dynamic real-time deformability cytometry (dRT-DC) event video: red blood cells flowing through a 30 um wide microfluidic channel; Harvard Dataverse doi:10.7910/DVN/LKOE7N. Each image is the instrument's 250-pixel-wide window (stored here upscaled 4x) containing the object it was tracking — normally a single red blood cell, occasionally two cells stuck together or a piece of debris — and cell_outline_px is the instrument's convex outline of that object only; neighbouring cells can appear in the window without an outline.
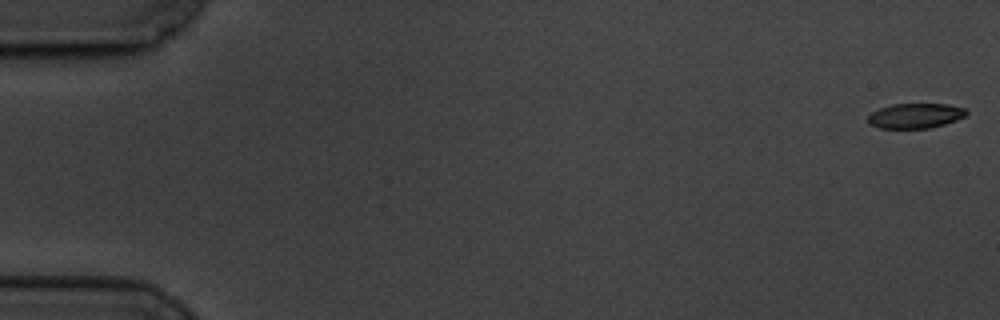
{"species": "common noctule bat (a hibernating species)", "species_latin": "Nyctalus noctula", "temperature_condition": "cold", "stored_images_in_passage": 60, "camera_frame_rate_fps": 3000, "um_per_image_px": 0.085, "animal": {"sex": "male", "body_mass_g": 19.5, "forearm_length_mm": 54.6}, "frame": {"image": 1, "passage_image": 1, "time_ms": 0.0, "image_size_px": [1000, 320], "cell_outline_px": [[968, 112], [964, 116], [956, 120], [944, 124], [928, 128], [880, 128], [868, 124], [868, 116], [872, 112], [880, 108], [892, 104], [948, 104], [964, 108]], "centroid_in_image_um": [77.79, 9.84], "position_along_channel_um": 7.2, "area_um2": 14.22}}
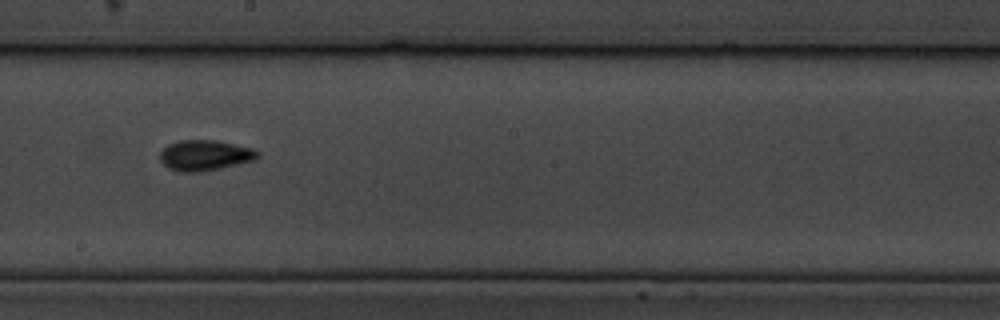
{"frame": {"image": 2, "passage_image": 34, "time_ms": 11.0, "image_size_px": [1000, 320], "cell_outline_px": [[260, 156], [256, 160], [220, 168], [200, 172], [180, 172], [168, 168], [160, 160], [160, 152], [168, 144], [180, 140], [216, 140], [252, 148], [260, 152]], "centroid_in_image_um": [17.43, 13.2], "position_along_channel_um": 230.8, "area_um2": 17.46}}
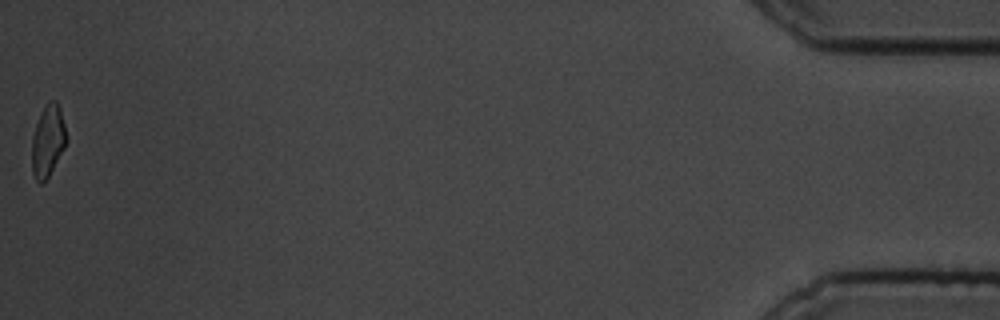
{"frame": {"image": 3, "passage_image": 60, "time_ms": 19.667, "image_size_px": [1000, 320], "cell_outline_px": [[68, 140], [64, 148], [48, 176], [40, 184], [36, 180], [32, 172], [32, 136], [40, 112], [52, 100], [56, 100], [60, 108]], "centroid_in_image_um": [4.07, 11.97], "position_along_channel_um": 431.1, "area_um2": 14.22}, "authors_computed_cell_mechanics": {"area_um2": 15.5193, "velocity_mm_per_s": 3.3905, "shape_relaxation_time_tau1_ms": 2.9317, "shape_relaxation_time_tau2_ms": 3.532, "deformation_change_tau1": 0.1122, "deformation_change_tau2": 0.0651}}